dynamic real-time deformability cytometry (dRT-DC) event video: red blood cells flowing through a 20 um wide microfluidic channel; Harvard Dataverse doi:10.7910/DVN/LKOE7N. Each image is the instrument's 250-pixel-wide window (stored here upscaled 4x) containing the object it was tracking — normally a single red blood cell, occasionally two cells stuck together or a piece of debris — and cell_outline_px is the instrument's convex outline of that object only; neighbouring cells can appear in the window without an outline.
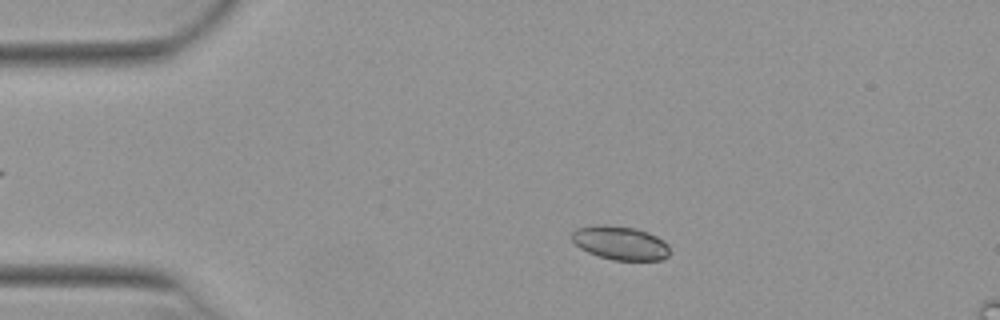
{"species": "Egyptian fruit bat (a non-hibernating species)", "species_latin": "Rousettus aegyptiacus", "temperature_condition": "warm", "stored_images_in_passage": 50, "camera_frame_rate_fps": 3000, "um_per_image_px": 0.085, "animal": {"sex": "female"}, "frame": {"image": 1, "passage_image": 8, "time_ms": 2.333, "image_size_px": [1000, 320], "cell_outline_px": [[668, 256], [660, 260], [612, 260], [588, 252], [580, 248], [572, 240], [572, 232], [576, 228], [600, 224], [608, 224], [636, 228], [648, 232], [664, 240], [668, 244]], "centroid_in_image_um": [52.72, 20.63], "position_along_channel_um": 32.3, "area_um2": 19.31}}
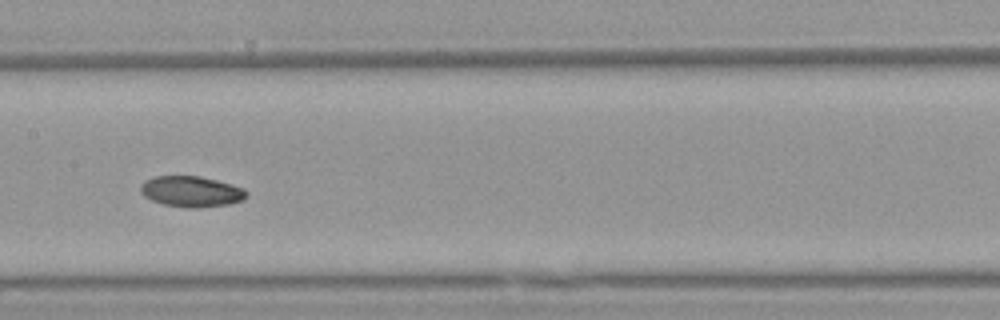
{"frame": {"image": 2, "passage_image": 24, "time_ms": 7.667, "image_size_px": [1000, 320], "cell_outline_px": [[248, 196], [244, 200], [228, 204], [196, 208], [188, 208], [164, 204], [152, 200], [144, 196], [140, 192], [140, 184], [144, 180], [156, 176], [200, 176], [232, 184], [244, 188], [248, 192]], "centroid_in_image_um": [16.27, 16.27], "position_along_channel_um": 191.1, "area_um2": 19.13}}
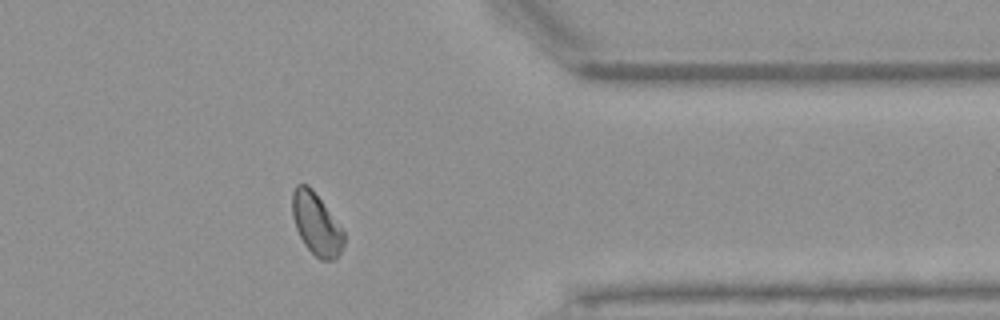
{"frame": {"image": 3, "passage_image": 40, "time_ms": 13.0, "image_size_px": [1000, 320], "cell_outline_px": [[344, 244], [336, 260], [320, 260], [304, 244], [296, 228], [292, 216], [292, 192], [296, 184], [308, 184], [312, 188], [344, 232]], "centroid_in_image_um": [26.87, 19.04], "position_along_channel_um": 384.5, "area_um2": 18.5}, "authors_computed_cell_mechanics": {"area_um2": 19.2474, "velocity_mm_per_s": 3.9005, "shape_relaxation_time_tau1_ms": 2.5016, "shape_relaxation_time_tau2_ms": null, "deformation_change_tau1": 0.0807, "deformation_change_tau2": null}}